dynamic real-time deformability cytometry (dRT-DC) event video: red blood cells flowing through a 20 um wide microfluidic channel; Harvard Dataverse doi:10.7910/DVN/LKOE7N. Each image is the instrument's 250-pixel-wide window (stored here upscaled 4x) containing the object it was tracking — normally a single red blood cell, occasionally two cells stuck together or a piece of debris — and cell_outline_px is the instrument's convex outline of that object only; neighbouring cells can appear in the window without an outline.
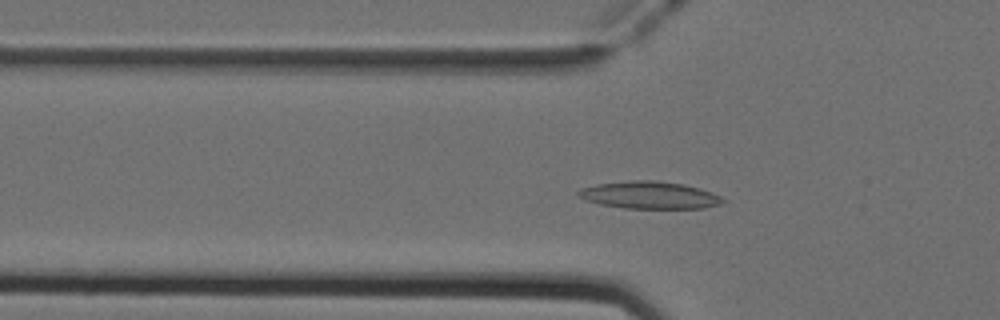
{"species": "Egyptian fruit bat (a non-hibernating species)", "species_latin": "Rousettus aegyptiacus", "temperature_condition": "cold", "stored_images_in_passage": 47, "camera_frame_rate_fps": 3000, "um_per_image_px": 0.085, "animal": {"sex": "female"}, "frame": {"image": 1, "passage_image": 13, "time_ms": 4.0, "image_size_px": [1000, 320], "cell_outline_px": [[724, 200], [720, 204], [704, 208], [624, 208], [600, 204], [584, 200], [576, 192], [580, 188], [600, 184], [632, 180], [656, 180], [684, 184], [700, 188], [720, 196]], "centroid_in_image_um": [55.2, 16.58], "position_along_channel_um": 70.6, "area_um2": 22.83}}
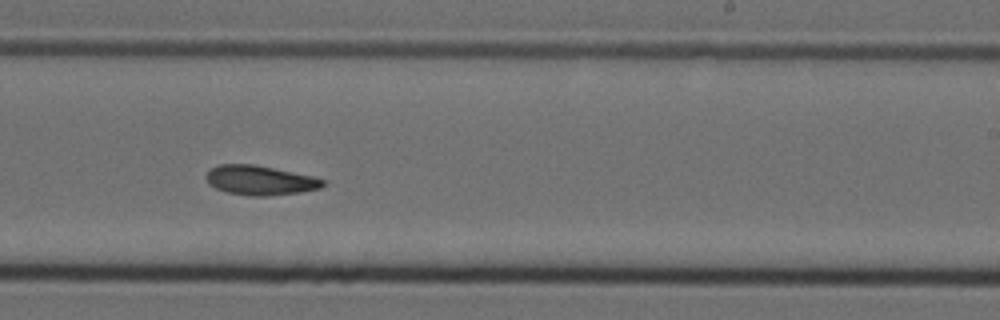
{"frame": {"image": 2, "passage_image": 28, "time_ms": 9.0, "image_size_px": [1000, 320], "cell_outline_px": [[324, 184], [320, 188], [300, 192], [268, 196], [248, 196], [224, 192], [208, 184], [204, 176], [212, 168], [220, 164], [252, 164], [312, 176], [324, 180]], "centroid_in_image_um": [22.05, 15.34], "position_along_channel_um": 267.0, "area_um2": 20.0}}
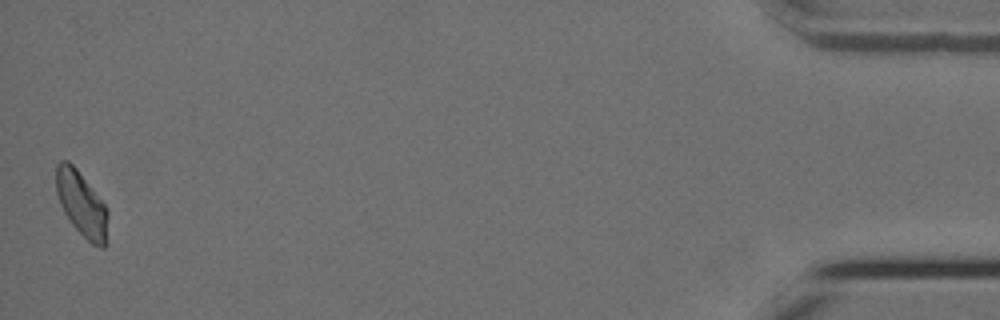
{"frame": {"image": 3, "passage_image": 47, "time_ms": 15.333, "image_size_px": [1000, 320], "cell_outline_px": [[108, 244], [104, 248], [100, 248], [92, 244], [72, 224], [64, 212], [60, 204], [56, 192], [56, 164], [60, 160], [68, 160], [76, 168], [104, 204], [108, 212]], "centroid_in_image_um": [6.95, 17.37], "position_along_channel_um": 428.2, "area_um2": 19.59}, "authors_computed_cell_mechanics": {"area_um2": 20.1722, "velocity_mm_per_s": 3.9358, "shape_relaxation_time_tau1_ms": 7.1074, "shape_relaxation_time_tau2_ms": null, "deformation_change_tau1": 0.1695, "deformation_change_tau2": null}}